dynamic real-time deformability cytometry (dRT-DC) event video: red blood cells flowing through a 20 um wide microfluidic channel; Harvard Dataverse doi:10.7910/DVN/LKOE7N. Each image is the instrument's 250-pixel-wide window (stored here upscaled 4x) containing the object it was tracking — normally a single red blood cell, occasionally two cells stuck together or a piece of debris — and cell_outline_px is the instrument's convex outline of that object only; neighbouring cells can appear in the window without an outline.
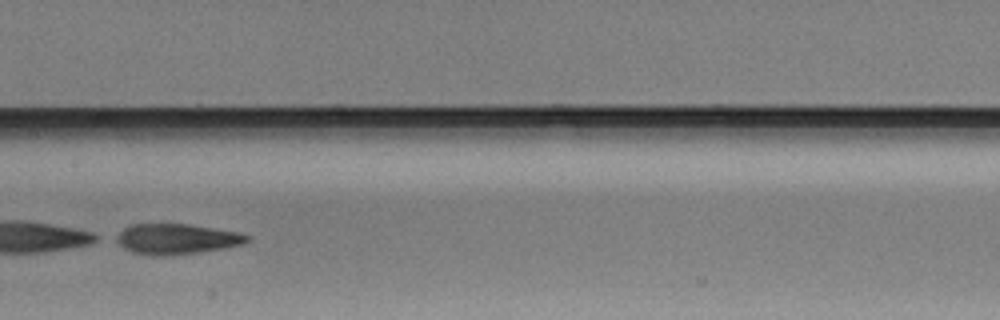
{"species": "Egyptian fruit bat (a non-hibernating species)", "species_latin": "Rousettus aegyptiacus", "temperature_condition": "warm", "stored_images_in_passage": 33, "camera_frame_rate_fps": 3000, "um_per_image_px": 0.085, "animal": {"sex": "male"}, "frame": {"image": 1, "passage_image": 17, "time_ms": 5.333, "image_size_px": [1000, 320], "cell_outline_px": [[252, 240], [244, 244], [224, 248], [172, 256], [152, 256], [132, 252], [124, 248], [112, 240], [112, 236], [124, 228], [132, 224], [188, 224], [236, 232], [252, 236]], "centroid_in_image_um": [14.96, 20.32], "position_along_channel_um": 192.4, "area_um2": 23.58}}
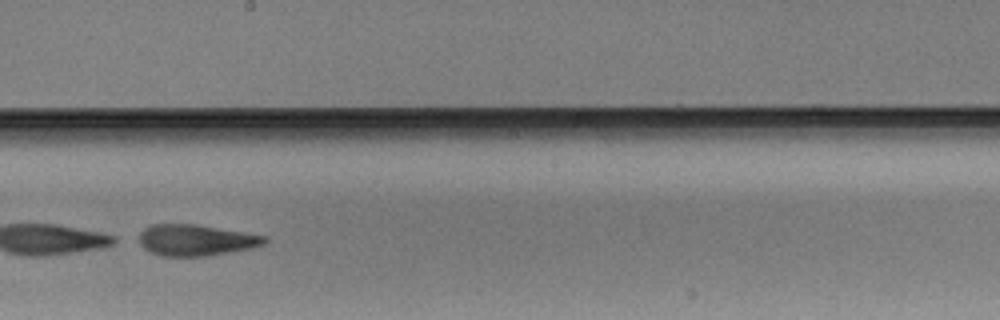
{"frame": {"image": 2, "passage_image": 20, "time_ms": 6.333, "image_size_px": [1000, 320], "cell_outline_px": [[268, 240], [264, 244], [252, 248], [208, 256], [160, 256], [144, 248], [140, 244], [140, 232], [144, 228], [152, 224], [196, 224], [244, 232], [264, 236]], "centroid_in_image_um": [16.65, 20.41], "position_along_channel_um": 231.6, "area_um2": 22.77}}